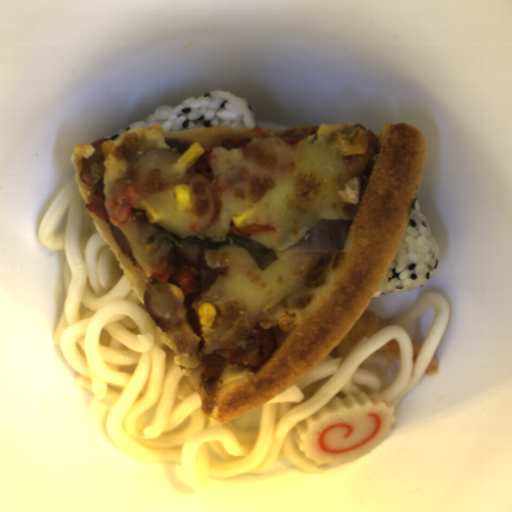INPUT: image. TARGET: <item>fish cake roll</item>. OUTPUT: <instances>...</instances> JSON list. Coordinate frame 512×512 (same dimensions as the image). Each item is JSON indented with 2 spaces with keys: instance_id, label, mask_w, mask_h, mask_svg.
I'll list each match as a JSON object with an SVG mask.
<instances>
[{
  "instance_id": "obj_1",
  "label": "fish cake roll",
  "mask_w": 512,
  "mask_h": 512,
  "mask_svg": "<svg viewBox=\"0 0 512 512\" xmlns=\"http://www.w3.org/2000/svg\"><path fill=\"white\" fill-rule=\"evenodd\" d=\"M397 417L378 392L332 398L293 429L299 451L319 464H344L388 440Z\"/></svg>"
}]
</instances>
